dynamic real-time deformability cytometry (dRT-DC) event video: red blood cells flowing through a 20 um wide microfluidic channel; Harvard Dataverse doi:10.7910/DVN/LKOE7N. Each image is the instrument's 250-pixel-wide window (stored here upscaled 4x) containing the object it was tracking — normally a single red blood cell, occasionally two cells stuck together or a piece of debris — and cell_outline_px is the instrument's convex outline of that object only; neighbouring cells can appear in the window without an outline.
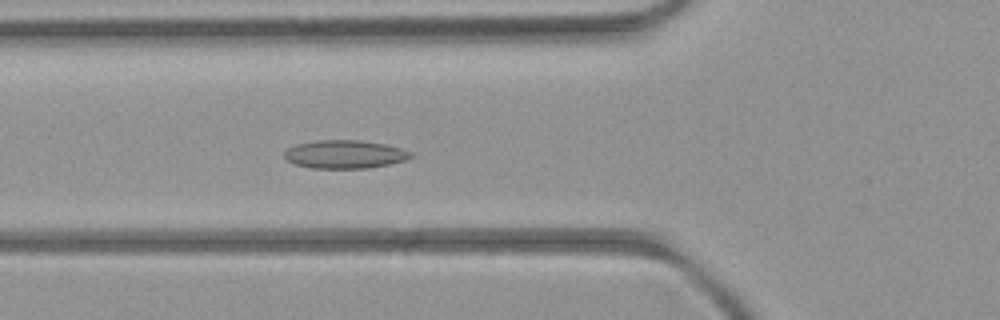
{"species": "common noctule bat (a hibernating species)", "species_latin": "Nyctalus noctula", "temperature_condition": "room temperature", "stored_images_in_passage": 3, "camera_frame_rate_fps": 3000, "um_per_image_px": 0.085, "animal": {"sex": "female", "body_mass_g": 21.9}, "frame": {"image": 1, "passage_image": 3, "time_ms": 2.333, "image_size_px": [1000, 320], "cell_outline_px": [[416, 156], [404, 160], [388, 164], [368, 168], [312, 168], [292, 164], [284, 160], [284, 152], [288, 148], [296, 144], [316, 140], [360, 140], [384, 144], [400, 148], [412, 152]], "centroid_in_image_um": [29.27, 13.11], "position_along_channel_um": 96.5, "area_um2": 20.98}}